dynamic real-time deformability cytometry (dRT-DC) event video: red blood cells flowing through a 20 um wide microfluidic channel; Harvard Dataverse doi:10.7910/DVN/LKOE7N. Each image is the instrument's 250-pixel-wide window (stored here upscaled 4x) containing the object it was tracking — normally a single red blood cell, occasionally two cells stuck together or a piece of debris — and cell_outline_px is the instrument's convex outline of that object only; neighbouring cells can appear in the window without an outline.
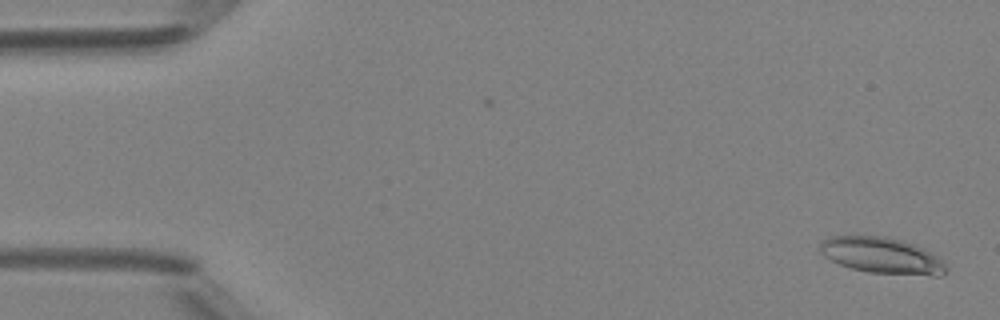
{"species": "Egyptian fruit bat (a non-hibernating species)", "species_latin": "Rousettus aegyptiacus", "temperature_condition": "room temperature", "stored_images_in_passage": 9, "camera_frame_rate_fps": 3000, "um_per_image_px": 0.085, "animal": {"sex": "female"}, "frame": {"image": 1, "passage_image": 1, "time_ms": 0.0, "image_size_px": [1000, 320], "cell_outline_px": [[948, 272], [940, 276], [932, 276], [868, 272], [852, 268], [840, 264], [824, 256], [820, 252], [820, 240], [832, 236], [884, 236], [900, 240], [924, 248], [944, 260], [948, 264]], "centroid_in_image_um": [75.02, 21.73], "position_along_channel_um": 10.0, "area_um2": 26.76}}